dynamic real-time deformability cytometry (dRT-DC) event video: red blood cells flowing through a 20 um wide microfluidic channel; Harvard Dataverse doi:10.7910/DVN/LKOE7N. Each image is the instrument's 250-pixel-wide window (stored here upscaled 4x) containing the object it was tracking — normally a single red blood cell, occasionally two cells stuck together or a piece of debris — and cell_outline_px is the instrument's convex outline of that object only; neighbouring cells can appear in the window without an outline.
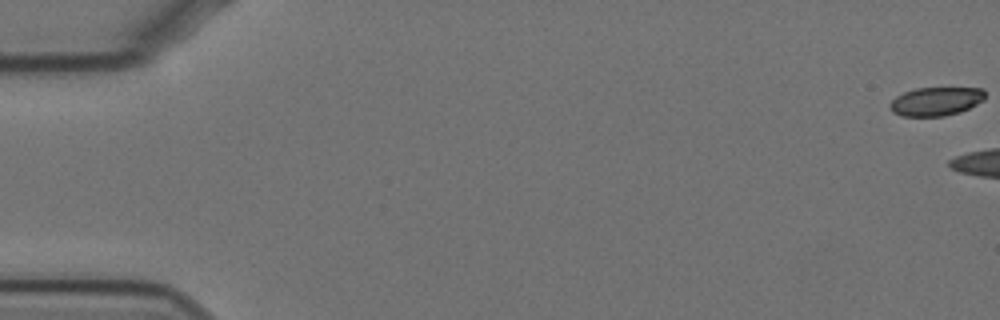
{"species": "Egyptian fruit bat (a non-hibernating species)", "species_latin": "Rousettus aegyptiacus", "temperature_condition": "cold", "stored_images_in_passage": 7, "camera_frame_rate_fps": 3000, "um_per_image_px": 0.085, "animal": {"sex": "female"}, "frame": {"image": 1, "passage_image": 1, "time_ms": 0.0, "image_size_px": [1000, 320], "cell_outline_px": [[984, 100], [960, 112], [944, 116], [900, 116], [892, 112], [888, 108], [888, 104], [896, 96], [904, 92], [916, 88], [984, 88]], "centroid_in_image_um": [79.51, 8.62], "position_along_channel_um": 5.5, "area_um2": 15.95}}